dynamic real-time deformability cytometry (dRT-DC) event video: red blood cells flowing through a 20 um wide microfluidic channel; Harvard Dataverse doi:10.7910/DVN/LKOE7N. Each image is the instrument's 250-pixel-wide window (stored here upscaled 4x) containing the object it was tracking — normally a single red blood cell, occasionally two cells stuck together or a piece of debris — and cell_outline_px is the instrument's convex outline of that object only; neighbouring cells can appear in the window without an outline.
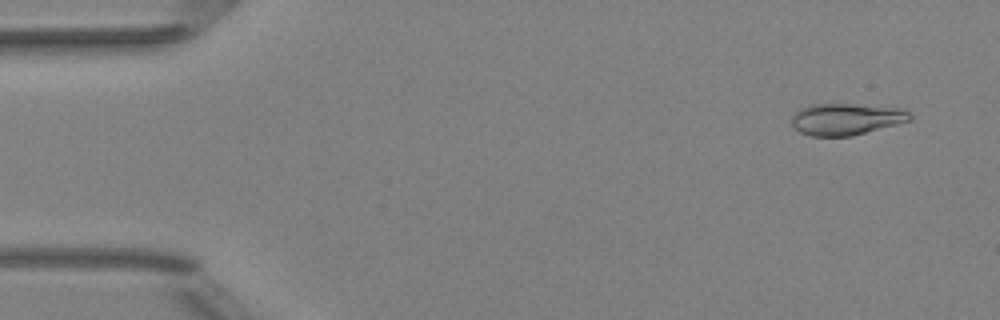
{"species": "Egyptian fruit bat (a non-hibernating species)", "species_latin": "Rousettus aegyptiacus", "temperature_condition": "room temperature", "stored_images_in_passage": 52, "camera_frame_rate_fps": 3000, "um_per_image_px": 0.085, "animal": {"sex": "female"}, "frame": {"image": 1, "passage_image": 4, "time_ms": 1.0, "image_size_px": [1000, 320], "cell_outline_px": [[912, 120], [852, 136], [812, 136], [800, 132], [792, 124], [792, 116], [800, 108], [812, 104], [856, 104], [904, 108], [912, 112]], "centroid_in_image_um": [71.98, 10.11], "position_along_channel_um": 13.0, "area_um2": 21.96}}
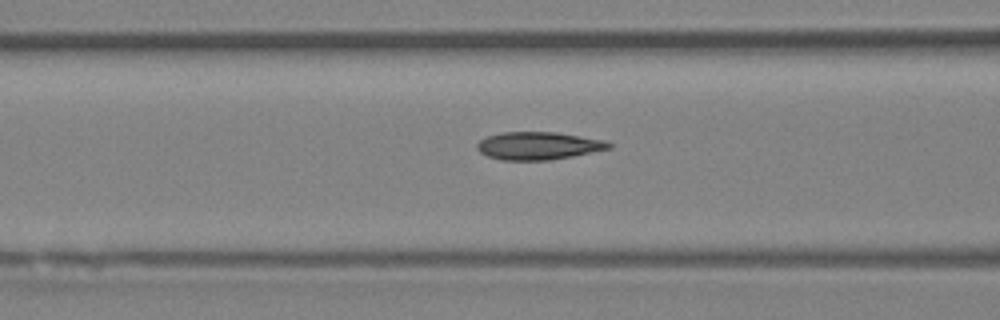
{"frame": {"image": 2, "passage_image": 21, "time_ms": 6.667, "image_size_px": [1000, 320], "cell_outline_px": [[612, 148], [572, 156], [548, 160], [500, 160], [488, 156], [480, 152], [476, 148], [476, 144], [480, 140], [488, 136], [500, 132], [556, 132], [604, 140], [612, 144]], "centroid_in_image_um": [45.74, 12.39], "position_along_channel_um": 120.9, "area_um2": 21.27}}
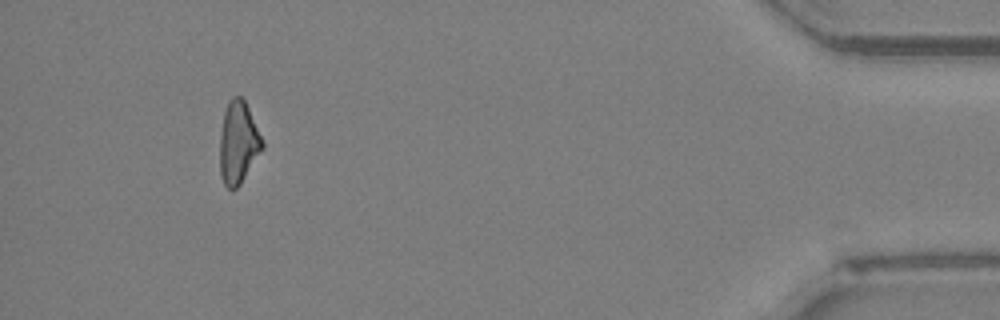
{"frame": {"image": 3, "passage_image": 48, "time_ms": 15.667, "image_size_px": [1000, 320], "cell_outline_px": [[264, 148], [240, 184], [236, 188], [228, 188], [224, 184], [220, 176], [220, 132], [224, 112], [228, 100], [232, 96], [240, 96], [244, 100], [264, 140]], "centroid_in_image_um": [20.26, 12.11], "position_along_channel_um": 414.9, "area_um2": 20.46}, "authors_computed_cell_mechanics": {"area_um2": 21.1837, "velocity_mm_per_s": 4.0364, "shape_relaxation_time_tau1_ms": 10.3529, "shape_relaxation_time_tau2_ms": 3.0657, "deformation_change_tau1": 0.2411, "deformation_change_tau2": 0.094}}